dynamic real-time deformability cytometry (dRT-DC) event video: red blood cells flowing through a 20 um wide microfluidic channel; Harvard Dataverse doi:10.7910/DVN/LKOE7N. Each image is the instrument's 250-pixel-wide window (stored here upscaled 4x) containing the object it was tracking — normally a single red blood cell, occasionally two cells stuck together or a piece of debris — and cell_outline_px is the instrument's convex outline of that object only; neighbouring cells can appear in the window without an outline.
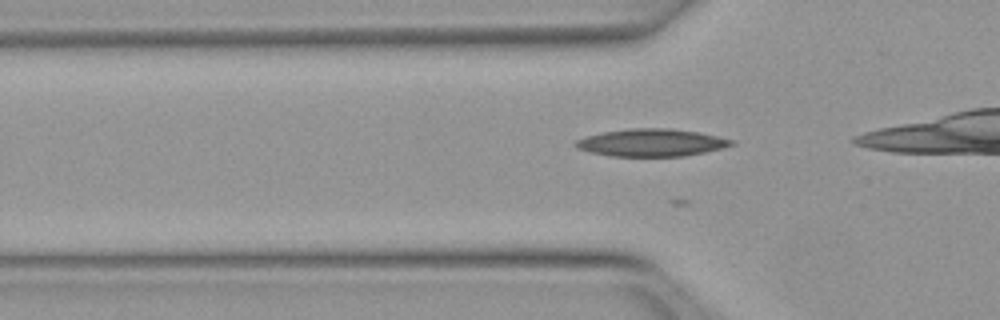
{"species": "Egyptian fruit bat (a non-hibernating species)", "species_latin": "Rousettus aegyptiacus", "temperature_condition": "warm", "stored_images_in_passage": 19, "camera_frame_rate_fps": 3000, "um_per_image_px": 0.085, "animal": {"sex": "female"}, "frame": {"image": 1, "passage_image": 9, "time_ms": 2.667, "image_size_px": [1000, 320], "cell_outline_px": [[736, 144], [724, 148], [684, 156], [612, 156], [592, 152], [576, 148], [572, 144], [576, 140], [584, 136], [604, 132], [628, 128], [672, 128], [700, 132], [732, 140]], "centroid_in_image_um": [55.36, 12.11], "position_along_channel_um": 70.4, "area_um2": 25.03}}